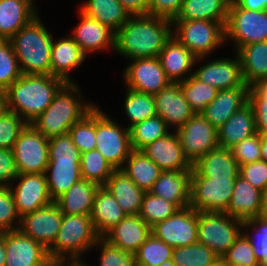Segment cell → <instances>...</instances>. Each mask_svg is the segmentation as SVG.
I'll return each instance as SVG.
<instances>
[{
    "label": "cell",
    "mask_w": 267,
    "mask_h": 266,
    "mask_svg": "<svg viewBox=\"0 0 267 266\" xmlns=\"http://www.w3.org/2000/svg\"><path fill=\"white\" fill-rule=\"evenodd\" d=\"M173 35V22L153 15L130 16L115 33V52L128 60L158 57Z\"/></svg>",
    "instance_id": "cell-1"
},
{
    "label": "cell",
    "mask_w": 267,
    "mask_h": 266,
    "mask_svg": "<svg viewBox=\"0 0 267 266\" xmlns=\"http://www.w3.org/2000/svg\"><path fill=\"white\" fill-rule=\"evenodd\" d=\"M66 84L52 75L22 74L7 90L8 110L31 124Z\"/></svg>",
    "instance_id": "cell-2"
},
{
    "label": "cell",
    "mask_w": 267,
    "mask_h": 266,
    "mask_svg": "<svg viewBox=\"0 0 267 266\" xmlns=\"http://www.w3.org/2000/svg\"><path fill=\"white\" fill-rule=\"evenodd\" d=\"M81 94V88L76 82L66 83L31 125L48 139L67 134L76 122L97 106L89 101L85 102V97Z\"/></svg>",
    "instance_id": "cell-3"
},
{
    "label": "cell",
    "mask_w": 267,
    "mask_h": 266,
    "mask_svg": "<svg viewBox=\"0 0 267 266\" xmlns=\"http://www.w3.org/2000/svg\"><path fill=\"white\" fill-rule=\"evenodd\" d=\"M40 14L11 39L22 74L51 75L52 34Z\"/></svg>",
    "instance_id": "cell-4"
},
{
    "label": "cell",
    "mask_w": 267,
    "mask_h": 266,
    "mask_svg": "<svg viewBox=\"0 0 267 266\" xmlns=\"http://www.w3.org/2000/svg\"><path fill=\"white\" fill-rule=\"evenodd\" d=\"M99 238L90 215L63 214L59 232L48 249V255L52 262L82 260L81 255L93 249Z\"/></svg>",
    "instance_id": "cell-5"
},
{
    "label": "cell",
    "mask_w": 267,
    "mask_h": 266,
    "mask_svg": "<svg viewBox=\"0 0 267 266\" xmlns=\"http://www.w3.org/2000/svg\"><path fill=\"white\" fill-rule=\"evenodd\" d=\"M173 35L196 58H209L226 42L225 25L209 20H174Z\"/></svg>",
    "instance_id": "cell-6"
},
{
    "label": "cell",
    "mask_w": 267,
    "mask_h": 266,
    "mask_svg": "<svg viewBox=\"0 0 267 266\" xmlns=\"http://www.w3.org/2000/svg\"><path fill=\"white\" fill-rule=\"evenodd\" d=\"M96 148L115 170L121 169L132 152L130 129L119 125L95 107Z\"/></svg>",
    "instance_id": "cell-7"
},
{
    "label": "cell",
    "mask_w": 267,
    "mask_h": 266,
    "mask_svg": "<svg viewBox=\"0 0 267 266\" xmlns=\"http://www.w3.org/2000/svg\"><path fill=\"white\" fill-rule=\"evenodd\" d=\"M243 222L225 212H198V242L222 257L234 244Z\"/></svg>",
    "instance_id": "cell-8"
},
{
    "label": "cell",
    "mask_w": 267,
    "mask_h": 266,
    "mask_svg": "<svg viewBox=\"0 0 267 266\" xmlns=\"http://www.w3.org/2000/svg\"><path fill=\"white\" fill-rule=\"evenodd\" d=\"M225 40L234 42L235 51L245 45L267 41V10L252 11L230 3Z\"/></svg>",
    "instance_id": "cell-9"
},
{
    "label": "cell",
    "mask_w": 267,
    "mask_h": 266,
    "mask_svg": "<svg viewBox=\"0 0 267 266\" xmlns=\"http://www.w3.org/2000/svg\"><path fill=\"white\" fill-rule=\"evenodd\" d=\"M49 139L31 124L20 132L12 148L18 174H43L49 163Z\"/></svg>",
    "instance_id": "cell-10"
},
{
    "label": "cell",
    "mask_w": 267,
    "mask_h": 266,
    "mask_svg": "<svg viewBox=\"0 0 267 266\" xmlns=\"http://www.w3.org/2000/svg\"><path fill=\"white\" fill-rule=\"evenodd\" d=\"M236 179H211L192 167L190 206L198 212H225Z\"/></svg>",
    "instance_id": "cell-11"
},
{
    "label": "cell",
    "mask_w": 267,
    "mask_h": 266,
    "mask_svg": "<svg viewBox=\"0 0 267 266\" xmlns=\"http://www.w3.org/2000/svg\"><path fill=\"white\" fill-rule=\"evenodd\" d=\"M185 157L194 164L200 157L219 147L218 129L201 113H195L183 126L175 129Z\"/></svg>",
    "instance_id": "cell-12"
},
{
    "label": "cell",
    "mask_w": 267,
    "mask_h": 266,
    "mask_svg": "<svg viewBox=\"0 0 267 266\" xmlns=\"http://www.w3.org/2000/svg\"><path fill=\"white\" fill-rule=\"evenodd\" d=\"M198 211L191 206L178 209L172 216L151 227L152 234L172 248L198 242Z\"/></svg>",
    "instance_id": "cell-13"
},
{
    "label": "cell",
    "mask_w": 267,
    "mask_h": 266,
    "mask_svg": "<svg viewBox=\"0 0 267 266\" xmlns=\"http://www.w3.org/2000/svg\"><path fill=\"white\" fill-rule=\"evenodd\" d=\"M123 71L124 86L136 92L154 95L171 83L158 57L132 59Z\"/></svg>",
    "instance_id": "cell-14"
},
{
    "label": "cell",
    "mask_w": 267,
    "mask_h": 266,
    "mask_svg": "<svg viewBox=\"0 0 267 266\" xmlns=\"http://www.w3.org/2000/svg\"><path fill=\"white\" fill-rule=\"evenodd\" d=\"M15 180L17 183L10 184L9 187L20 217L54 203L48 190L45 173L18 174Z\"/></svg>",
    "instance_id": "cell-15"
},
{
    "label": "cell",
    "mask_w": 267,
    "mask_h": 266,
    "mask_svg": "<svg viewBox=\"0 0 267 266\" xmlns=\"http://www.w3.org/2000/svg\"><path fill=\"white\" fill-rule=\"evenodd\" d=\"M62 218L63 213L55 203H52L47 207L22 215L18 230L48 250L57 237Z\"/></svg>",
    "instance_id": "cell-16"
},
{
    "label": "cell",
    "mask_w": 267,
    "mask_h": 266,
    "mask_svg": "<svg viewBox=\"0 0 267 266\" xmlns=\"http://www.w3.org/2000/svg\"><path fill=\"white\" fill-rule=\"evenodd\" d=\"M4 266H51L48 250L19 230L5 232Z\"/></svg>",
    "instance_id": "cell-17"
},
{
    "label": "cell",
    "mask_w": 267,
    "mask_h": 266,
    "mask_svg": "<svg viewBox=\"0 0 267 266\" xmlns=\"http://www.w3.org/2000/svg\"><path fill=\"white\" fill-rule=\"evenodd\" d=\"M235 58L227 57L213 59L193 70V76L208 85L214 86L219 91L236 87H249L243 78L242 68L237 53Z\"/></svg>",
    "instance_id": "cell-18"
},
{
    "label": "cell",
    "mask_w": 267,
    "mask_h": 266,
    "mask_svg": "<svg viewBox=\"0 0 267 266\" xmlns=\"http://www.w3.org/2000/svg\"><path fill=\"white\" fill-rule=\"evenodd\" d=\"M78 13L80 22L74 27L70 36L80 46L83 53L88 56L93 52L106 51L108 48L115 50V33L80 9Z\"/></svg>",
    "instance_id": "cell-19"
},
{
    "label": "cell",
    "mask_w": 267,
    "mask_h": 266,
    "mask_svg": "<svg viewBox=\"0 0 267 266\" xmlns=\"http://www.w3.org/2000/svg\"><path fill=\"white\" fill-rule=\"evenodd\" d=\"M158 58L172 83L185 81L193 75L195 64L207 59V57L196 58L174 35L166 42Z\"/></svg>",
    "instance_id": "cell-20"
},
{
    "label": "cell",
    "mask_w": 267,
    "mask_h": 266,
    "mask_svg": "<svg viewBox=\"0 0 267 266\" xmlns=\"http://www.w3.org/2000/svg\"><path fill=\"white\" fill-rule=\"evenodd\" d=\"M155 99L156 112L170 127L179 128L183 126L195 112L184 98L180 83H170L159 93L153 95Z\"/></svg>",
    "instance_id": "cell-21"
},
{
    "label": "cell",
    "mask_w": 267,
    "mask_h": 266,
    "mask_svg": "<svg viewBox=\"0 0 267 266\" xmlns=\"http://www.w3.org/2000/svg\"><path fill=\"white\" fill-rule=\"evenodd\" d=\"M172 131L165 137L148 144L141 151L162 171L192 170V164L184 155L178 135L174 130Z\"/></svg>",
    "instance_id": "cell-22"
},
{
    "label": "cell",
    "mask_w": 267,
    "mask_h": 266,
    "mask_svg": "<svg viewBox=\"0 0 267 266\" xmlns=\"http://www.w3.org/2000/svg\"><path fill=\"white\" fill-rule=\"evenodd\" d=\"M151 234V226L137 214L126 216L103 238L123 251L135 254Z\"/></svg>",
    "instance_id": "cell-23"
},
{
    "label": "cell",
    "mask_w": 267,
    "mask_h": 266,
    "mask_svg": "<svg viewBox=\"0 0 267 266\" xmlns=\"http://www.w3.org/2000/svg\"><path fill=\"white\" fill-rule=\"evenodd\" d=\"M192 170L161 171L150 193L174 203L179 209L190 206Z\"/></svg>",
    "instance_id": "cell-24"
},
{
    "label": "cell",
    "mask_w": 267,
    "mask_h": 266,
    "mask_svg": "<svg viewBox=\"0 0 267 266\" xmlns=\"http://www.w3.org/2000/svg\"><path fill=\"white\" fill-rule=\"evenodd\" d=\"M87 56L70 35L61 39L53 38L51 45V75L66 83H74L69 72L81 66Z\"/></svg>",
    "instance_id": "cell-25"
},
{
    "label": "cell",
    "mask_w": 267,
    "mask_h": 266,
    "mask_svg": "<svg viewBox=\"0 0 267 266\" xmlns=\"http://www.w3.org/2000/svg\"><path fill=\"white\" fill-rule=\"evenodd\" d=\"M262 202L263 191L238 176L234 183L230 204L225 213L243 222L260 216Z\"/></svg>",
    "instance_id": "cell-26"
},
{
    "label": "cell",
    "mask_w": 267,
    "mask_h": 266,
    "mask_svg": "<svg viewBox=\"0 0 267 266\" xmlns=\"http://www.w3.org/2000/svg\"><path fill=\"white\" fill-rule=\"evenodd\" d=\"M248 92L249 87L220 90L216 98L206 106L201 114L218 129L248 103Z\"/></svg>",
    "instance_id": "cell-27"
},
{
    "label": "cell",
    "mask_w": 267,
    "mask_h": 266,
    "mask_svg": "<svg viewBox=\"0 0 267 266\" xmlns=\"http://www.w3.org/2000/svg\"><path fill=\"white\" fill-rule=\"evenodd\" d=\"M38 13L36 5L28 0H0V39L10 40Z\"/></svg>",
    "instance_id": "cell-28"
},
{
    "label": "cell",
    "mask_w": 267,
    "mask_h": 266,
    "mask_svg": "<svg viewBox=\"0 0 267 266\" xmlns=\"http://www.w3.org/2000/svg\"><path fill=\"white\" fill-rule=\"evenodd\" d=\"M126 216L112 193L105 186H99L90 214L97 234L103 237Z\"/></svg>",
    "instance_id": "cell-29"
},
{
    "label": "cell",
    "mask_w": 267,
    "mask_h": 266,
    "mask_svg": "<svg viewBox=\"0 0 267 266\" xmlns=\"http://www.w3.org/2000/svg\"><path fill=\"white\" fill-rule=\"evenodd\" d=\"M257 133L253 107L247 103L218 128L219 147L230 149Z\"/></svg>",
    "instance_id": "cell-30"
},
{
    "label": "cell",
    "mask_w": 267,
    "mask_h": 266,
    "mask_svg": "<svg viewBox=\"0 0 267 266\" xmlns=\"http://www.w3.org/2000/svg\"><path fill=\"white\" fill-rule=\"evenodd\" d=\"M192 167L203 177L211 179H236L239 165L230 149L218 147L200 157Z\"/></svg>",
    "instance_id": "cell-31"
},
{
    "label": "cell",
    "mask_w": 267,
    "mask_h": 266,
    "mask_svg": "<svg viewBox=\"0 0 267 266\" xmlns=\"http://www.w3.org/2000/svg\"><path fill=\"white\" fill-rule=\"evenodd\" d=\"M98 188V184L81 179L57 198L54 203L63 214L90 215Z\"/></svg>",
    "instance_id": "cell-32"
},
{
    "label": "cell",
    "mask_w": 267,
    "mask_h": 266,
    "mask_svg": "<svg viewBox=\"0 0 267 266\" xmlns=\"http://www.w3.org/2000/svg\"><path fill=\"white\" fill-rule=\"evenodd\" d=\"M115 197L126 215H137L141 209L145 191L120 169L115 170L104 185Z\"/></svg>",
    "instance_id": "cell-33"
},
{
    "label": "cell",
    "mask_w": 267,
    "mask_h": 266,
    "mask_svg": "<svg viewBox=\"0 0 267 266\" xmlns=\"http://www.w3.org/2000/svg\"><path fill=\"white\" fill-rule=\"evenodd\" d=\"M236 53L244 81L249 87L267 78V41L242 46Z\"/></svg>",
    "instance_id": "cell-34"
},
{
    "label": "cell",
    "mask_w": 267,
    "mask_h": 266,
    "mask_svg": "<svg viewBox=\"0 0 267 266\" xmlns=\"http://www.w3.org/2000/svg\"><path fill=\"white\" fill-rule=\"evenodd\" d=\"M232 0H184L175 20H209L226 25Z\"/></svg>",
    "instance_id": "cell-35"
},
{
    "label": "cell",
    "mask_w": 267,
    "mask_h": 266,
    "mask_svg": "<svg viewBox=\"0 0 267 266\" xmlns=\"http://www.w3.org/2000/svg\"><path fill=\"white\" fill-rule=\"evenodd\" d=\"M123 171L138 188L149 192L158 180L161 169L141 150H132L125 161Z\"/></svg>",
    "instance_id": "cell-36"
},
{
    "label": "cell",
    "mask_w": 267,
    "mask_h": 266,
    "mask_svg": "<svg viewBox=\"0 0 267 266\" xmlns=\"http://www.w3.org/2000/svg\"><path fill=\"white\" fill-rule=\"evenodd\" d=\"M87 16L98 20L114 33L129 19L130 14L118 0H87L79 8Z\"/></svg>",
    "instance_id": "cell-37"
},
{
    "label": "cell",
    "mask_w": 267,
    "mask_h": 266,
    "mask_svg": "<svg viewBox=\"0 0 267 266\" xmlns=\"http://www.w3.org/2000/svg\"><path fill=\"white\" fill-rule=\"evenodd\" d=\"M53 201L82 179L80 162H49L45 172Z\"/></svg>",
    "instance_id": "cell-38"
},
{
    "label": "cell",
    "mask_w": 267,
    "mask_h": 266,
    "mask_svg": "<svg viewBox=\"0 0 267 266\" xmlns=\"http://www.w3.org/2000/svg\"><path fill=\"white\" fill-rule=\"evenodd\" d=\"M124 100V112L128 117V129L137 123H140L147 118L157 115L154 96L151 94L140 93L128 89L126 87V94Z\"/></svg>",
    "instance_id": "cell-39"
},
{
    "label": "cell",
    "mask_w": 267,
    "mask_h": 266,
    "mask_svg": "<svg viewBox=\"0 0 267 266\" xmlns=\"http://www.w3.org/2000/svg\"><path fill=\"white\" fill-rule=\"evenodd\" d=\"M170 132V128L159 115L147 118L130 128L132 150H142L148 144L165 137Z\"/></svg>",
    "instance_id": "cell-40"
},
{
    "label": "cell",
    "mask_w": 267,
    "mask_h": 266,
    "mask_svg": "<svg viewBox=\"0 0 267 266\" xmlns=\"http://www.w3.org/2000/svg\"><path fill=\"white\" fill-rule=\"evenodd\" d=\"M80 170L82 179L104 186L115 169L97 150L81 153Z\"/></svg>",
    "instance_id": "cell-41"
},
{
    "label": "cell",
    "mask_w": 267,
    "mask_h": 266,
    "mask_svg": "<svg viewBox=\"0 0 267 266\" xmlns=\"http://www.w3.org/2000/svg\"><path fill=\"white\" fill-rule=\"evenodd\" d=\"M179 83L184 98L195 113H201L216 98L219 91L214 86L197 80L193 75Z\"/></svg>",
    "instance_id": "cell-42"
},
{
    "label": "cell",
    "mask_w": 267,
    "mask_h": 266,
    "mask_svg": "<svg viewBox=\"0 0 267 266\" xmlns=\"http://www.w3.org/2000/svg\"><path fill=\"white\" fill-rule=\"evenodd\" d=\"M173 248L151 234L135 253L137 266H159L172 260Z\"/></svg>",
    "instance_id": "cell-43"
},
{
    "label": "cell",
    "mask_w": 267,
    "mask_h": 266,
    "mask_svg": "<svg viewBox=\"0 0 267 266\" xmlns=\"http://www.w3.org/2000/svg\"><path fill=\"white\" fill-rule=\"evenodd\" d=\"M218 256L199 242L173 248L172 261L176 266H209Z\"/></svg>",
    "instance_id": "cell-44"
},
{
    "label": "cell",
    "mask_w": 267,
    "mask_h": 266,
    "mask_svg": "<svg viewBox=\"0 0 267 266\" xmlns=\"http://www.w3.org/2000/svg\"><path fill=\"white\" fill-rule=\"evenodd\" d=\"M178 209L174 203L146 192L138 215L152 227L172 216Z\"/></svg>",
    "instance_id": "cell-45"
},
{
    "label": "cell",
    "mask_w": 267,
    "mask_h": 266,
    "mask_svg": "<svg viewBox=\"0 0 267 266\" xmlns=\"http://www.w3.org/2000/svg\"><path fill=\"white\" fill-rule=\"evenodd\" d=\"M21 75L10 40L0 39V90H7Z\"/></svg>",
    "instance_id": "cell-46"
},
{
    "label": "cell",
    "mask_w": 267,
    "mask_h": 266,
    "mask_svg": "<svg viewBox=\"0 0 267 266\" xmlns=\"http://www.w3.org/2000/svg\"><path fill=\"white\" fill-rule=\"evenodd\" d=\"M68 134L80 153H85L96 148L95 137V108L82 120L76 122Z\"/></svg>",
    "instance_id": "cell-47"
},
{
    "label": "cell",
    "mask_w": 267,
    "mask_h": 266,
    "mask_svg": "<svg viewBox=\"0 0 267 266\" xmlns=\"http://www.w3.org/2000/svg\"><path fill=\"white\" fill-rule=\"evenodd\" d=\"M248 103L254 110L257 132L267 134V78L249 87Z\"/></svg>",
    "instance_id": "cell-48"
},
{
    "label": "cell",
    "mask_w": 267,
    "mask_h": 266,
    "mask_svg": "<svg viewBox=\"0 0 267 266\" xmlns=\"http://www.w3.org/2000/svg\"><path fill=\"white\" fill-rule=\"evenodd\" d=\"M222 258L229 266H259L251 241L243 231Z\"/></svg>",
    "instance_id": "cell-49"
},
{
    "label": "cell",
    "mask_w": 267,
    "mask_h": 266,
    "mask_svg": "<svg viewBox=\"0 0 267 266\" xmlns=\"http://www.w3.org/2000/svg\"><path fill=\"white\" fill-rule=\"evenodd\" d=\"M95 247L101 249L99 266H137L135 254L123 251L109 243L103 237L98 239L93 248Z\"/></svg>",
    "instance_id": "cell-50"
},
{
    "label": "cell",
    "mask_w": 267,
    "mask_h": 266,
    "mask_svg": "<svg viewBox=\"0 0 267 266\" xmlns=\"http://www.w3.org/2000/svg\"><path fill=\"white\" fill-rule=\"evenodd\" d=\"M49 162H80L81 153L67 133L49 139Z\"/></svg>",
    "instance_id": "cell-51"
},
{
    "label": "cell",
    "mask_w": 267,
    "mask_h": 266,
    "mask_svg": "<svg viewBox=\"0 0 267 266\" xmlns=\"http://www.w3.org/2000/svg\"><path fill=\"white\" fill-rule=\"evenodd\" d=\"M252 228L254 229L253 232H255L253 235L249 232ZM242 231H244L251 241L254 254L259 262L263 256L267 255V218L258 216L256 218L243 221Z\"/></svg>",
    "instance_id": "cell-52"
},
{
    "label": "cell",
    "mask_w": 267,
    "mask_h": 266,
    "mask_svg": "<svg viewBox=\"0 0 267 266\" xmlns=\"http://www.w3.org/2000/svg\"><path fill=\"white\" fill-rule=\"evenodd\" d=\"M19 224L20 215L12 191L9 186H0V233L18 230Z\"/></svg>",
    "instance_id": "cell-53"
},
{
    "label": "cell",
    "mask_w": 267,
    "mask_h": 266,
    "mask_svg": "<svg viewBox=\"0 0 267 266\" xmlns=\"http://www.w3.org/2000/svg\"><path fill=\"white\" fill-rule=\"evenodd\" d=\"M27 122L16 113L8 111L0 118V148L11 149Z\"/></svg>",
    "instance_id": "cell-54"
},
{
    "label": "cell",
    "mask_w": 267,
    "mask_h": 266,
    "mask_svg": "<svg viewBox=\"0 0 267 266\" xmlns=\"http://www.w3.org/2000/svg\"><path fill=\"white\" fill-rule=\"evenodd\" d=\"M230 150L239 166L261 160L260 134L257 132L243 139L241 142L231 147Z\"/></svg>",
    "instance_id": "cell-55"
},
{
    "label": "cell",
    "mask_w": 267,
    "mask_h": 266,
    "mask_svg": "<svg viewBox=\"0 0 267 266\" xmlns=\"http://www.w3.org/2000/svg\"><path fill=\"white\" fill-rule=\"evenodd\" d=\"M239 176L261 191L267 187V162L258 160L239 166Z\"/></svg>",
    "instance_id": "cell-56"
},
{
    "label": "cell",
    "mask_w": 267,
    "mask_h": 266,
    "mask_svg": "<svg viewBox=\"0 0 267 266\" xmlns=\"http://www.w3.org/2000/svg\"><path fill=\"white\" fill-rule=\"evenodd\" d=\"M184 0H150L148 15L174 21Z\"/></svg>",
    "instance_id": "cell-57"
},
{
    "label": "cell",
    "mask_w": 267,
    "mask_h": 266,
    "mask_svg": "<svg viewBox=\"0 0 267 266\" xmlns=\"http://www.w3.org/2000/svg\"><path fill=\"white\" fill-rule=\"evenodd\" d=\"M18 176L16 162L11 149L0 148V186L13 184Z\"/></svg>",
    "instance_id": "cell-58"
},
{
    "label": "cell",
    "mask_w": 267,
    "mask_h": 266,
    "mask_svg": "<svg viewBox=\"0 0 267 266\" xmlns=\"http://www.w3.org/2000/svg\"><path fill=\"white\" fill-rule=\"evenodd\" d=\"M130 16L147 15L150 0H118Z\"/></svg>",
    "instance_id": "cell-59"
},
{
    "label": "cell",
    "mask_w": 267,
    "mask_h": 266,
    "mask_svg": "<svg viewBox=\"0 0 267 266\" xmlns=\"http://www.w3.org/2000/svg\"><path fill=\"white\" fill-rule=\"evenodd\" d=\"M240 8L246 10H267V0H233Z\"/></svg>",
    "instance_id": "cell-60"
},
{
    "label": "cell",
    "mask_w": 267,
    "mask_h": 266,
    "mask_svg": "<svg viewBox=\"0 0 267 266\" xmlns=\"http://www.w3.org/2000/svg\"><path fill=\"white\" fill-rule=\"evenodd\" d=\"M51 266H89L87 262L83 260H71V261H54Z\"/></svg>",
    "instance_id": "cell-61"
},
{
    "label": "cell",
    "mask_w": 267,
    "mask_h": 266,
    "mask_svg": "<svg viewBox=\"0 0 267 266\" xmlns=\"http://www.w3.org/2000/svg\"><path fill=\"white\" fill-rule=\"evenodd\" d=\"M6 261L5 232L0 233V266H4Z\"/></svg>",
    "instance_id": "cell-62"
},
{
    "label": "cell",
    "mask_w": 267,
    "mask_h": 266,
    "mask_svg": "<svg viewBox=\"0 0 267 266\" xmlns=\"http://www.w3.org/2000/svg\"><path fill=\"white\" fill-rule=\"evenodd\" d=\"M8 111L6 93L5 91L0 90V118L3 117Z\"/></svg>",
    "instance_id": "cell-63"
},
{
    "label": "cell",
    "mask_w": 267,
    "mask_h": 266,
    "mask_svg": "<svg viewBox=\"0 0 267 266\" xmlns=\"http://www.w3.org/2000/svg\"><path fill=\"white\" fill-rule=\"evenodd\" d=\"M261 160L267 162V134H260Z\"/></svg>",
    "instance_id": "cell-64"
},
{
    "label": "cell",
    "mask_w": 267,
    "mask_h": 266,
    "mask_svg": "<svg viewBox=\"0 0 267 266\" xmlns=\"http://www.w3.org/2000/svg\"><path fill=\"white\" fill-rule=\"evenodd\" d=\"M260 216L267 218V187L263 191L262 211Z\"/></svg>",
    "instance_id": "cell-65"
},
{
    "label": "cell",
    "mask_w": 267,
    "mask_h": 266,
    "mask_svg": "<svg viewBox=\"0 0 267 266\" xmlns=\"http://www.w3.org/2000/svg\"><path fill=\"white\" fill-rule=\"evenodd\" d=\"M209 266H229V264L222 258L218 257L213 263Z\"/></svg>",
    "instance_id": "cell-66"
},
{
    "label": "cell",
    "mask_w": 267,
    "mask_h": 266,
    "mask_svg": "<svg viewBox=\"0 0 267 266\" xmlns=\"http://www.w3.org/2000/svg\"><path fill=\"white\" fill-rule=\"evenodd\" d=\"M259 266H267V255L263 256L262 259L258 262Z\"/></svg>",
    "instance_id": "cell-67"
},
{
    "label": "cell",
    "mask_w": 267,
    "mask_h": 266,
    "mask_svg": "<svg viewBox=\"0 0 267 266\" xmlns=\"http://www.w3.org/2000/svg\"><path fill=\"white\" fill-rule=\"evenodd\" d=\"M159 266H176L172 260L165 261Z\"/></svg>",
    "instance_id": "cell-68"
},
{
    "label": "cell",
    "mask_w": 267,
    "mask_h": 266,
    "mask_svg": "<svg viewBox=\"0 0 267 266\" xmlns=\"http://www.w3.org/2000/svg\"><path fill=\"white\" fill-rule=\"evenodd\" d=\"M28 1H30L31 3H33L35 5V1L34 0H28Z\"/></svg>",
    "instance_id": "cell-69"
}]
</instances>
